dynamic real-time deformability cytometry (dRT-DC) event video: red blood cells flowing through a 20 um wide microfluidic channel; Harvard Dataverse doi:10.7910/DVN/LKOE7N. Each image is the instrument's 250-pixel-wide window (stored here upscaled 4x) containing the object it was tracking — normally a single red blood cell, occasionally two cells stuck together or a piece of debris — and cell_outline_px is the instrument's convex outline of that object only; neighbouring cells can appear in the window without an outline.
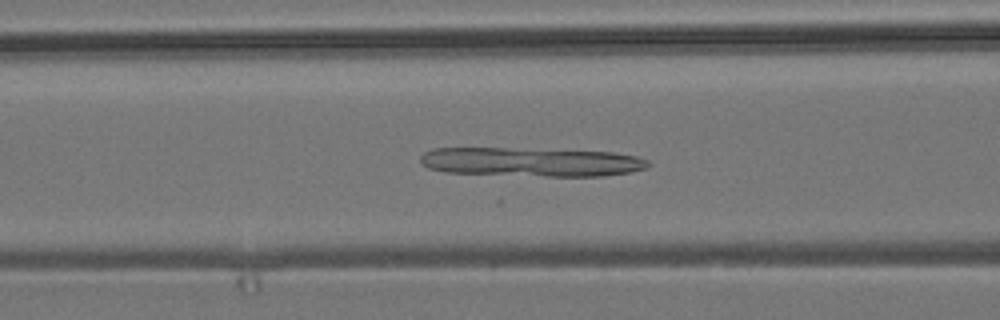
{"species": "common noctule bat (a hibernating species)", "species_latin": "Nyctalus noctula", "temperature_condition": "room temperature", "stored_images_in_passage": 53, "camera_frame_rate_fps": 3000, "um_per_image_px": 0.085, "animal": {"sex": "male", "body_mass_g": 19.2, "forearm_length_mm": 51.8}, "frame": {"image": 1, "passage_image": 20, "time_ms": 6.333, "image_size_px": [1000, 320], "cell_outline_px": [[652, 164], [648, 168], [628, 172], [604, 176], [548, 176], [444, 172], [428, 168], [420, 160], [420, 156], [424, 152], [432, 148], [504, 148], [612, 152], [636, 156], [648, 160]], "centroid_in_image_um": [45.16, 13.76], "position_along_channel_um": 121.4, "area_um2": 38.38}}
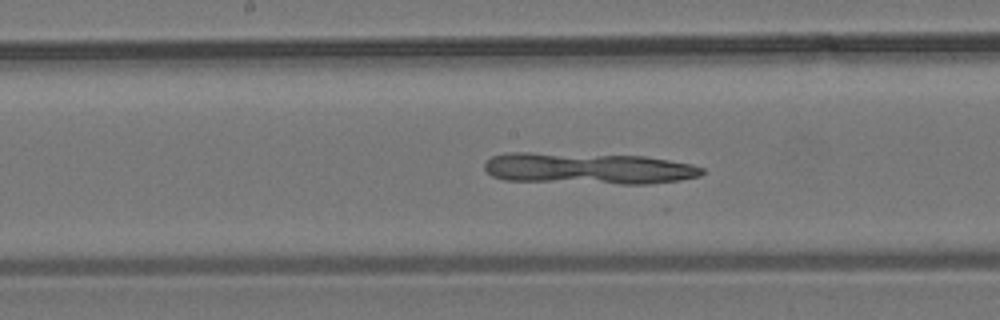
{"frame": {"image": 2, "passage_image": 26, "time_ms": 8.333, "image_size_px": [1000, 320], "cell_outline_px": [[704, 172], [700, 176], [680, 180], [648, 184], [620, 184], [504, 180], [492, 176], [484, 168], [484, 164], [492, 156], [508, 152], [532, 152], [644, 156], [692, 164], [704, 168]], "centroid_in_image_um": [50.0, 14.32], "position_along_channel_um": 198.2, "area_um2": 40.06}}
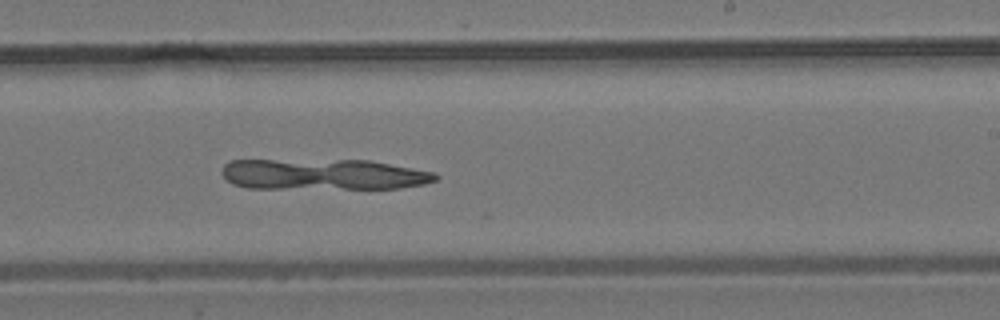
{"frame": {"image": 3, "passage_image": 31, "time_ms": 10.0, "image_size_px": [1000, 320], "cell_outline_px": [[440, 176], [436, 180], [424, 184], [400, 188], [248, 188], [232, 184], [220, 172], [224, 164], [228, 160], [368, 160], [436, 172]], "centroid_in_image_um": [27.48, 14.82], "position_along_channel_um": 261.5, "area_um2": 38.61}}